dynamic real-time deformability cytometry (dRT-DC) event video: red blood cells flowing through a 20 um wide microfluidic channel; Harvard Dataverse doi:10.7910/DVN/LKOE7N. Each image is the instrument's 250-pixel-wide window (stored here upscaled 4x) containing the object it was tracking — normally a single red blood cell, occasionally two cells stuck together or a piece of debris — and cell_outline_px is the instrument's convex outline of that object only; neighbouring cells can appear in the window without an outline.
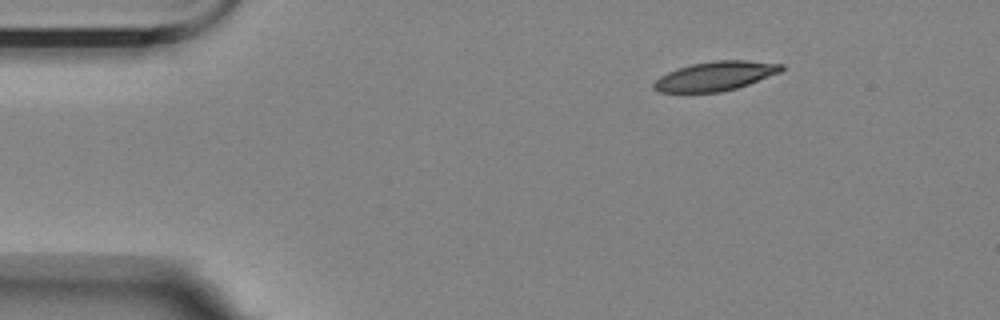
{"species": "Egyptian fruit bat (a non-hibernating species)", "species_latin": "Rousettus aegyptiacus", "temperature_condition": "room temperature", "stored_images_in_passage": 4, "camera_frame_rate_fps": 3000, "um_per_image_px": 0.085, "animal": {"sex": "female"}, "frame": {"image": 1, "passage_image": 1, "time_ms": 0.0, "image_size_px": [1000, 320], "cell_outline_px": [[784, 68], [780, 72], [748, 84], [736, 88], [720, 92], [660, 92], [652, 88], [652, 84], [660, 76], [676, 68], [692, 64], [716, 60], [748, 60], [784, 64]], "centroid_in_image_um": [60.79, 6.46], "position_along_channel_um": 24.2, "area_um2": 21.68}}
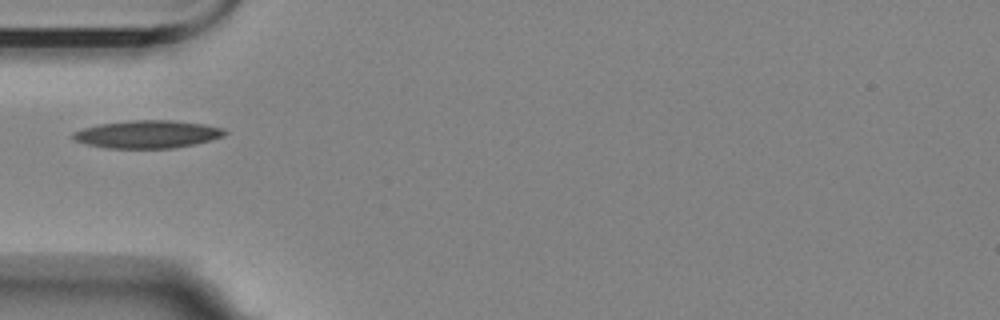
{"frame": {"image": 2, "passage_image": 4, "time_ms": 3.333, "image_size_px": [1000, 320], "cell_outline_px": [[228, 132], [224, 136], [212, 140], [196, 144], [172, 148], [108, 148], [88, 144], [76, 140], [72, 136], [72, 132], [84, 128], [100, 124], [128, 120], [172, 120], [204, 124], [224, 128]], "centroid_in_image_um": [12.59, 11.4], "position_along_channel_um": 72.4, "area_um2": 24.57}}